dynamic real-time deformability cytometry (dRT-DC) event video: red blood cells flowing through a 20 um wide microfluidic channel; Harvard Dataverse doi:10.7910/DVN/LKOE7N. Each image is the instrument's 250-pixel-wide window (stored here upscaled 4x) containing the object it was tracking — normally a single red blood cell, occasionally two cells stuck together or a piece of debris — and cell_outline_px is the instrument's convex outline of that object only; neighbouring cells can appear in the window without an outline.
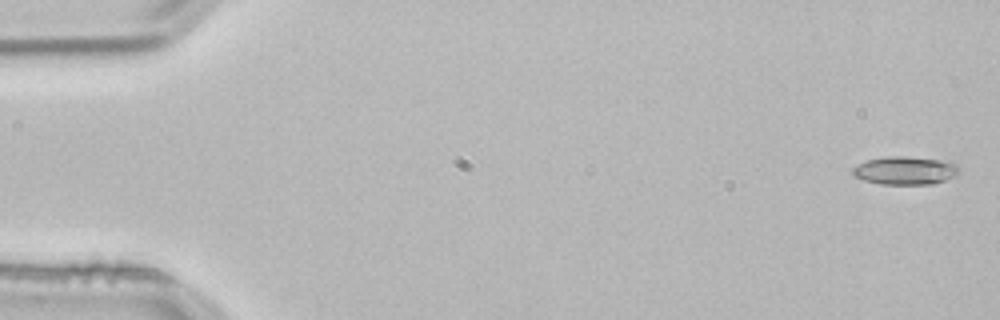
{"species": "common noctule bat (a hibernating species)", "species_latin": "Nyctalus noctula", "temperature_condition": "room temperature", "stored_images_in_passage": 3, "camera_frame_rate_fps": 3000, "um_per_image_px": 0.085, "animal": {"sex": "male", "body_mass_g": 21.5, "forearm_length_mm": 52.0}, "frame": {"image": 1, "passage_image": 1, "time_ms": 0.0, "image_size_px": [1000, 320], "cell_outline_px": [[960, 172], [956, 176], [932, 184], [880, 184], [864, 180], [856, 176], [852, 172], [852, 168], [868, 160], [888, 156], [904, 156], [952, 160], [956, 164]], "centroid_in_image_um": [77.01, 14.48], "position_along_channel_um": 8.0, "area_um2": 17.57}}